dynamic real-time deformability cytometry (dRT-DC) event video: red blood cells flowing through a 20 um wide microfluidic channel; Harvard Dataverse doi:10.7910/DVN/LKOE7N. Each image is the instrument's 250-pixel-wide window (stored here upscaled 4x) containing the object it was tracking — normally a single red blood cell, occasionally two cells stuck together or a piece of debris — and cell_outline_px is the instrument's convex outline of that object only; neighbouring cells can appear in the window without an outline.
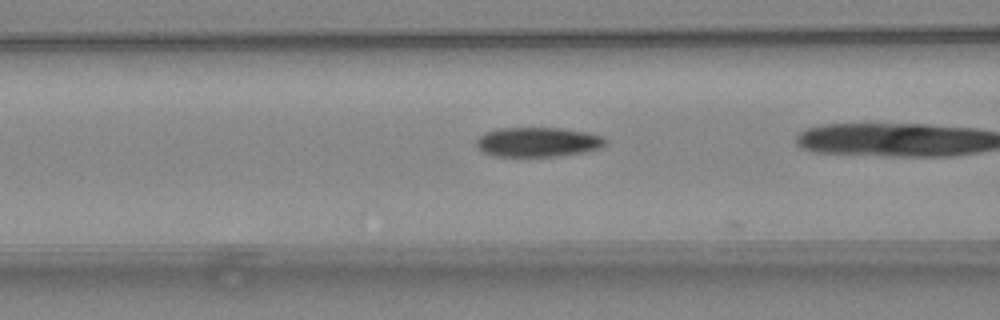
{"species": "common noctule bat (a hibernating species)", "species_latin": "Nyctalus noctula", "temperature_condition": "warm", "stored_images_in_passage": 20, "camera_frame_rate_fps": 3000, "um_per_image_px": 0.085, "animal": {"sex": "female", "body_mass_g": 24.6, "forearm_length_mm": 56.2}, "frame": {"image": 1, "passage_image": 16, "time_ms": 5.0, "image_size_px": [1000, 320], "cell_outline_px": [[608, 140], [604, 144], [596, 148], [580, 152], [552, 156], [492, 156], [476, 148], [476, 140], [484, 132], [500, 128], [560, 128], [588, 132], [600, 136]], "centroid_in_image_um": [45.63, 12.06], "position_along_channel_um": 121.0, "area_um2": 21.96}}